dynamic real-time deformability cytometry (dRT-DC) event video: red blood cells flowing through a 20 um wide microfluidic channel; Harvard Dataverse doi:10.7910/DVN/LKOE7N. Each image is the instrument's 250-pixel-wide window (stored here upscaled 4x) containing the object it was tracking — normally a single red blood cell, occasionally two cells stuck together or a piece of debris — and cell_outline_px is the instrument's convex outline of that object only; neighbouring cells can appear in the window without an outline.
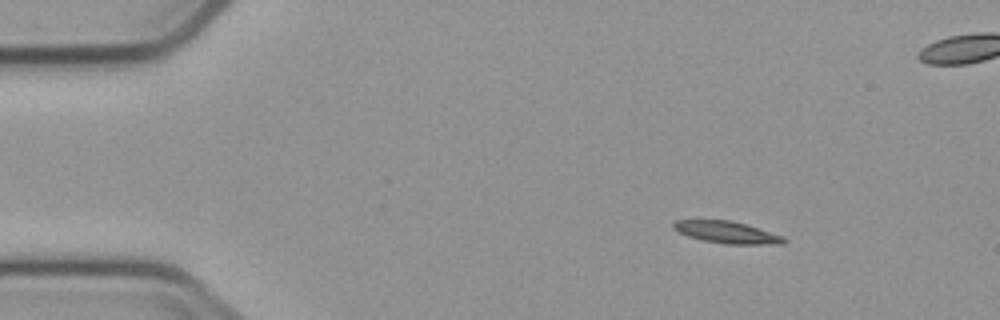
{"species": "common noctule bat (a hibernating species)", "species_latin": "Nyctalus noctula", "temperature_condition": "cold", "stored_images_in_passage": 4, "camera_frame_rate_fps": 3000, "um_per_image_px": 0.085, "animal": {"sex": "male", "body_mass_g": 23.1, "forearm_length_mm": 52.7}, "frame": {"image": 1, "passage_image": 1, "time_ms": 0.0, "image_size_px": [1000, 320], "cell_outline_px": [[788, 240], [784, 244], [728, 244], [704, 240], [688, 236], [672, 228], [672, 224], [676, 220], [732, 220], [780, 236]], "centroid_in_image_um": [61.74, 19.74], "position_along_channel_um": 23.3, "area_um2": 13.76}}